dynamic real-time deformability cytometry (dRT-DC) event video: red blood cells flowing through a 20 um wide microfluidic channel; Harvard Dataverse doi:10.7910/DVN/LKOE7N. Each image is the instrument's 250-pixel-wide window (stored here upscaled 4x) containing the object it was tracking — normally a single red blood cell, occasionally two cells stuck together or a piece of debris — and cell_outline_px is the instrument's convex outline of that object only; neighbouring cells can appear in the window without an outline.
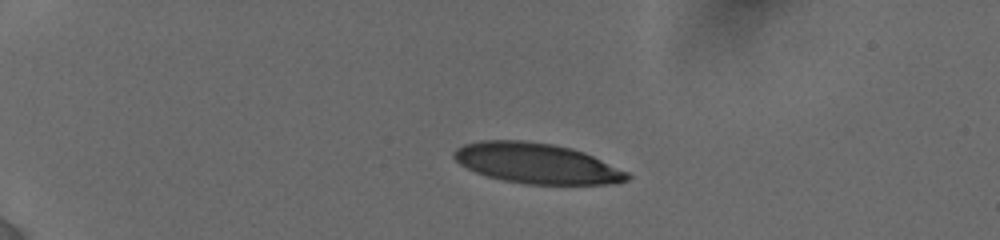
{"species": "human", "species_latin": "Homo sapiens", "temperature_condition": "cold", "stored_images_in_passage": 14, "camera_frame_rate_fps": 3000, "um_per_image_px": 0.085, "donor": {"sex": "female"}, "frame": {"image": 1, "passage_image": 7, "time_ms": 3.667, "image_size_px": [1000, 240], "cell_outline_px": [[632, 176], [628, 180], [608, 184], [528, 184], [504, 180], [488, 176], [476, 172], [460, 164], [452, 156], [452, 152], [456, 148], [464, 144], [480, 140], [524, 140], [552, 144], [572, 148], [584, 152], [628, 172]], "centroid_in_image_um": [45.61, 13.87], "position_along_channel_um": 39.4, "area_um2": 40.63}}
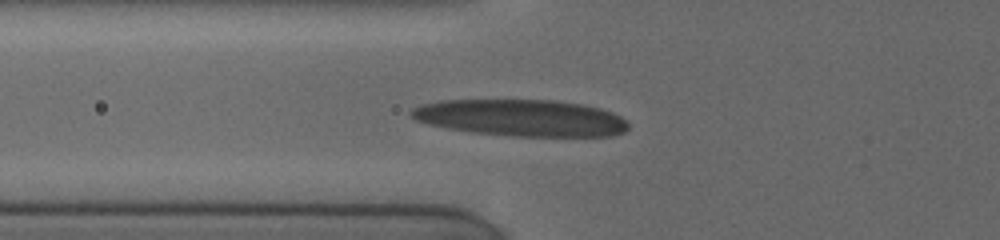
{"frame": {"image": 2, "passage_image": 12, "time_ms": 6.667, "image_size_px": [1000, 240], "cell_outline_px": [[628, 128], [624, 132], [612, 136], [512, 136], [472, 132], [448, 128], [428, 124], [416, 120], [408, 116], [408, 112], [412, 108], [420, 104], [440, 100], [556, 100], [584, 104], [600, 108], [612, 112], [620, 116], [628, 124]], "centroid_in_image_um": [44.26, 10.01], "position_along_channel_um": 81.5, "area_um2": 46.7}}
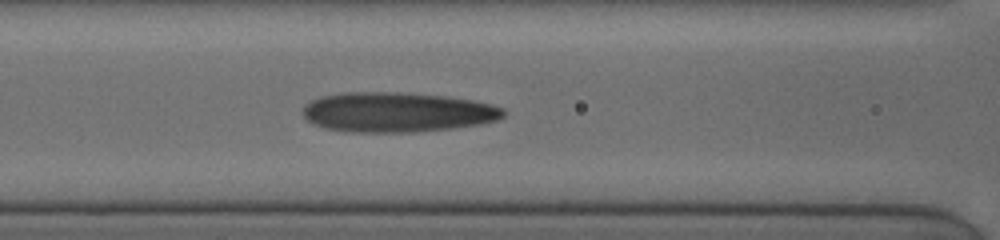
{"frame": {"image": 3, "passage_image": 14, "time_ms": 8.0, "image_size_px": [1000, 240], "cell_outline_px": [[504, 116], [496, 120], [480, 124], [452, 128], [416, 132], [344, 132], [324, 128], [312, 124], [304, 116], [304, 104], [320, 96], [344, 92], [392, 92], [444, 96], [472, 100], [492, 104], [504, 108]], "centroid_in_image_um": [33.72, 9.54], "position_along_channel_um": 132.9, "area_um2": 46.7}}